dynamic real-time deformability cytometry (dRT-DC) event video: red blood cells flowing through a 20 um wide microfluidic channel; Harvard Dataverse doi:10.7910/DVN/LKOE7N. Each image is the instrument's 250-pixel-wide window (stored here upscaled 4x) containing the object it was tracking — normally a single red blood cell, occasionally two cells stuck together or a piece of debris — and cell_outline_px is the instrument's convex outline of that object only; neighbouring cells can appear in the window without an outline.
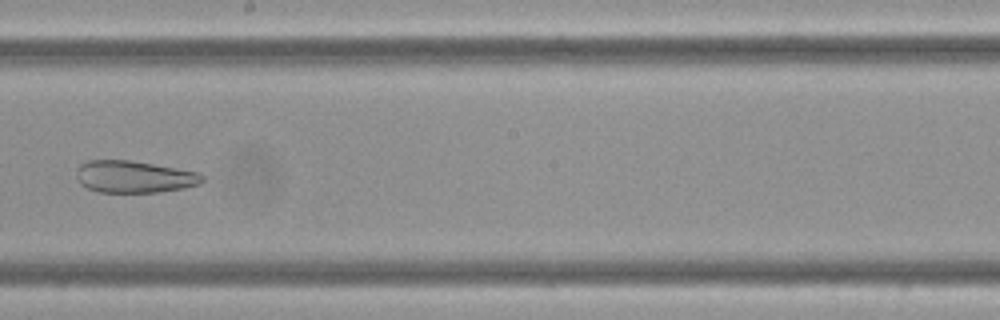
{"species": "Egyptian fruit bat (a non-hibernating species)", "species_latin": "Rousettus aegyptiacus", "temperature_condition": "cold", "stored_images_in_passage": 9, "camera_frame_rate_fps": 3000, "um_per_image_px": 0.085, "frame": {"image": 1, "passage_image": 8, "time_ms": 2.333, "image_size_px": [1000, 320], "cell_outline_px": [[204, 180], [200, 184], [184, 188], [160, 192], [96, 192], [80, 184], [76, 180], [76, 168], [80, 164], [88, 160], [132, 160], [200, 172], [204, 176]], "centroid_in_image_um": [11.4, 15.02], "position_along_channel_um": 236.8, "area_um2": 23.87}}